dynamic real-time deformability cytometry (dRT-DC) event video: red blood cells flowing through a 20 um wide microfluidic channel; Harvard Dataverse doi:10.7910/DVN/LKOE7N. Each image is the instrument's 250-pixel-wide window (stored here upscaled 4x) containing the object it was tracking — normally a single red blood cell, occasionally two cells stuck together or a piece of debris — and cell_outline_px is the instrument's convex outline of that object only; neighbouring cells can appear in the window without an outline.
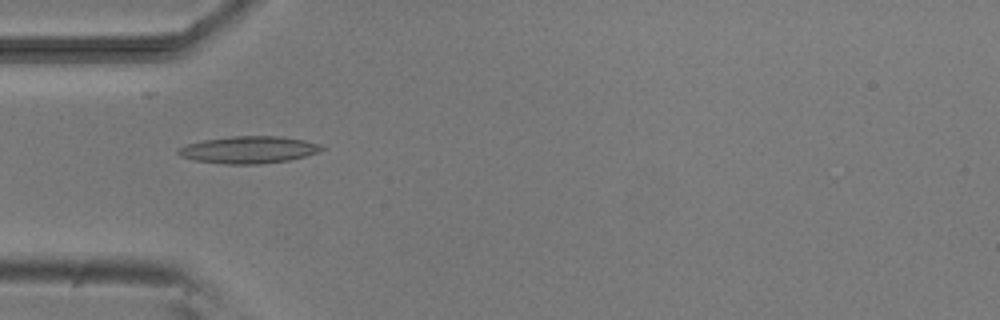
{"species": "common noctule bat (a hibernating species)", "species_latin": "Nyctalus noctula", "temperature_condition": "room temperature", "stored_images_in_passage": 6, "camera_frame_rate_fps": 3000, "um_per_image_px": 0.085, "animal": {"sex": "male", "body_mass_g": 20.5, "forearm_length_mm": 52.5}, "frame": {"image": 1, "passage_image": 4, "time_ms": 4.0, "image_size_px": [1000, 320], "cell_outline_px": [[328, 148], [304, 156], [288, 160], [260, 164], [224, 164], [196, 160], [180, 156], [176, 152], [176, 148], [188, 144], [204, 140], [232, 136], [280, 136], [304, 140], [320, 144]], "centroid_in_image_um": [21.14, 12.73], "position_along_channel_um": 63.9, "area_um2": 22.6}}
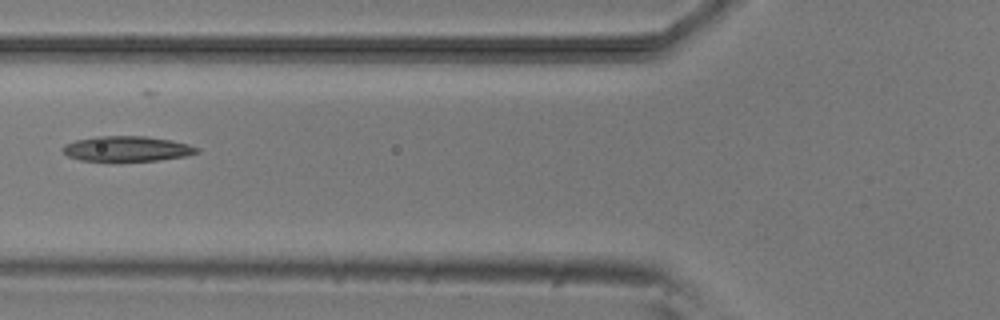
{"frame": {"image": 2, "passage_image": 5, "time_ms": 5.333, "image_size_px": [1000, 320], "cell_outline_px": [[200, 152], [184, 156], [156, 160], [80, 160], [68, 156], [60, 148], [64, 144], [76, 140], [96, 136], [144, 136], [172, 140], [188, 144], [200, 148]], "centroid_in_image_um": [10.79, 12.63], "position_along_channel_um": 115.0, "area_um2": 19.48}}
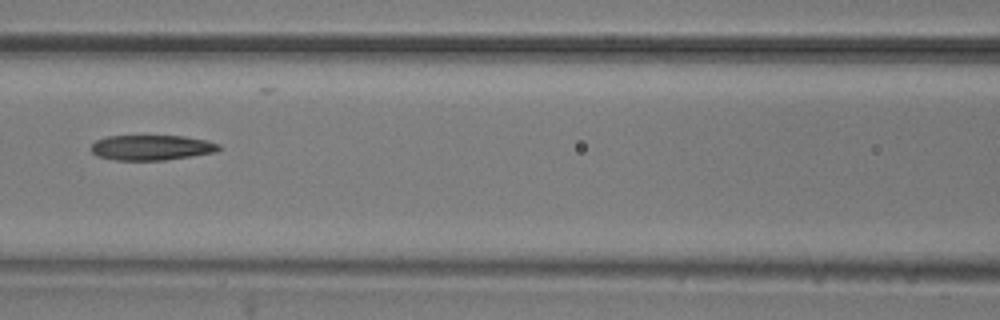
{"frame": {"image": 3, "passage_image": 6, "time_ms": 6.333, "image_size_px": [1000, 320], "cell_outline_px": [[224, 148], [216, 152], [192, 156], [164, 160], [116, 160], [96, 156], [92, 152], [92, 144], [96, 140], [108, 136], [184, 136], [208, 140], [220, 144]], "centroid_in_image_um": [12.94, 12.54], "position_along_channel_um": 153.7, "area_um2": 18.9}}